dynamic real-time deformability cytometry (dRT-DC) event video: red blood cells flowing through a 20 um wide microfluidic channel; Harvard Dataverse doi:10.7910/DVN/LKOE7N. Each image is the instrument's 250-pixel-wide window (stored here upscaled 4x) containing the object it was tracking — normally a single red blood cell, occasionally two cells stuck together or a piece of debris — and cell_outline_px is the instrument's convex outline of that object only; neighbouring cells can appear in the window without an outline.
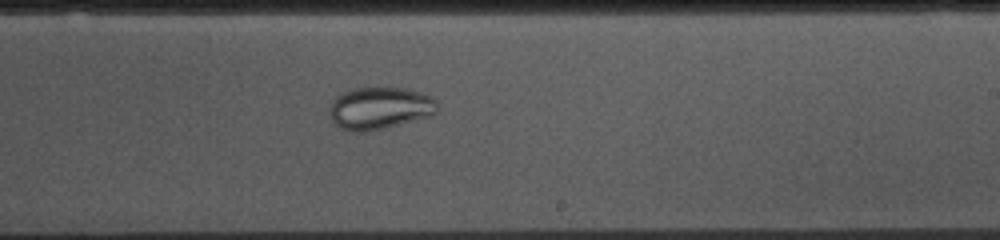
{"species": "common noctule bat (a hibernating species)", "species_latin": "Nyctalus noctula", "temperature_condition": "cold", "stored_images_in_passage": 52, "camera_frame_rate_fps": 3000, "um_per_image_px": 0.085, "animal": {"sex": "female", "body_mass_g": 10.0, "forearm_length_mm": 53.1}, "frame": {"image": 1, "passage_image": 29, "time_ms": 9.333, "image_size_px": [1000, 240], "cell_outline_px": [[436, 112], [432, 116], [384, 128], [364, 132], [352, 132], [340, 128], [332, 120], [328, 112], [328, 108], [332, 100], [336, 96], [352, 88], [408, 88], [432, 96], [436, 100]], "centroid_in_image_um": [32.26, 9.19], "position_along_channel_um": 256.7, "area_um2": 26.76}}
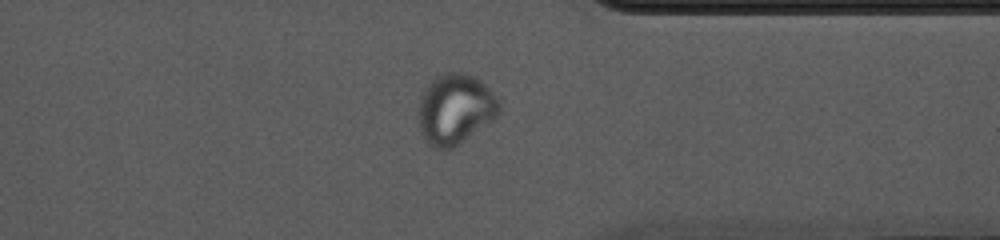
{"frame": {"image": 2, "passage_image": 39, "time_ms": 12.667, "image_size_px": [1000, 240], "cell_outline_px": [[500, 112], [496, 116], [452, 148], [444, 152], [432, 148], [420, 132], [416, 112], [420, 96], [424, 88], [436, 76], [448, 72], [464, 72], [480, 80], [496, 96], [500, 104]], "centroid_in_image_um": [38.62, 9.28], "position_along_channel_um": 372.8, "area_um2": 33.23}}
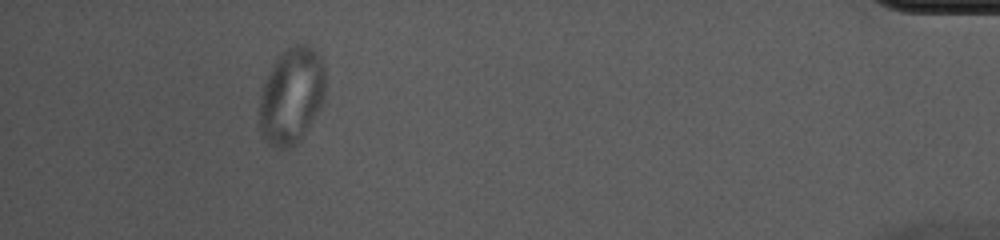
{"frame": {"image": 3, "passage_image": 47, "time_ms": 15.333, "image_size_px": [1000, 240], "cell_outline_px": [[324, 100], [300, 140], [292, 148], [276, 148], [268, 144], [264, 140], [260, 132], [260, 96], [264, 80], [272, 64], [292, 44], [308, 44], [316, 48], [320, 52], [324, 60]], "centroid_in_image_um": [24.79, 8.11], "position_along_channel_um": 410.4, "area_um2": 37.4}}